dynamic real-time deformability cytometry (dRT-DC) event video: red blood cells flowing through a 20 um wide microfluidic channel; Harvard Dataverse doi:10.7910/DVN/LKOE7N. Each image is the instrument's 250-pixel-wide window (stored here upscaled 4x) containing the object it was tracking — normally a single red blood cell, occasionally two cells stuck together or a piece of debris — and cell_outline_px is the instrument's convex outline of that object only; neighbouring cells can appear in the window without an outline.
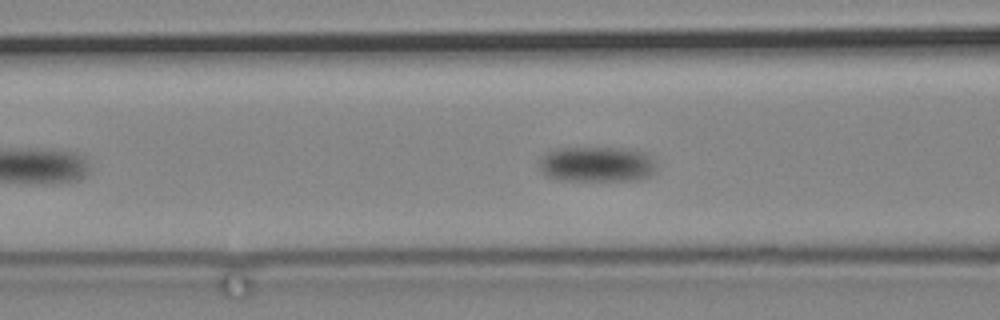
{"species": "common noctule bat (a hibernating species)", "species_latin": "Nyctalus noctula", "temperature_condition": "cold", "stored_images_in_passage": 21, "camera_frame_rate_fps": 3000, "um_per_image_px": 0.085, "animal": {"sex": "male", "body_mass_g": 19.2, "forearm_length_mm": 51.8}, "frame": {"image": 1, "passage_image": 15, "time_ms": 4.667, "image_size_px": [1000, 320], "cell_outline_px": [[656, 172], [648, 176], [636, 180], [564, 180], [548, 176], [540, 168], [540, 160], [548, 152], [556, 148], [628, 148], [648, 152], [656, 168]], "centroid_in_image_um": [50.79, 13.95], "position_along_channel_um": 115.8, "area_um2": 24.04}}
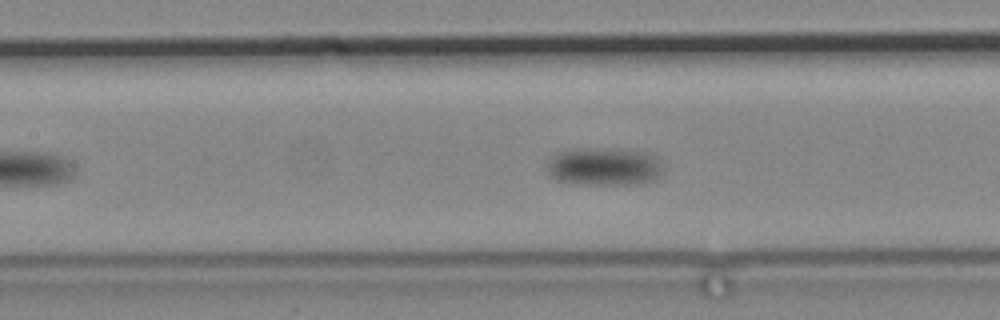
{"frame": {"image": 2, "passage_image": 20, "time_ms": 6.333, "image_size_px": [1000, 320], "cell_outline_px": [[660, 176], [652, 180], [636, 184], [572, 184], [556, 180], [548, 176], [548, 160], [556, 152], [568, 148], [620, 148], [652, 152], [656, 156], [660, 168]], "centroid_in_image_um": [51.29, 14.13], "position_along_channel_um": 156.1, "area_um2": 26.3}}